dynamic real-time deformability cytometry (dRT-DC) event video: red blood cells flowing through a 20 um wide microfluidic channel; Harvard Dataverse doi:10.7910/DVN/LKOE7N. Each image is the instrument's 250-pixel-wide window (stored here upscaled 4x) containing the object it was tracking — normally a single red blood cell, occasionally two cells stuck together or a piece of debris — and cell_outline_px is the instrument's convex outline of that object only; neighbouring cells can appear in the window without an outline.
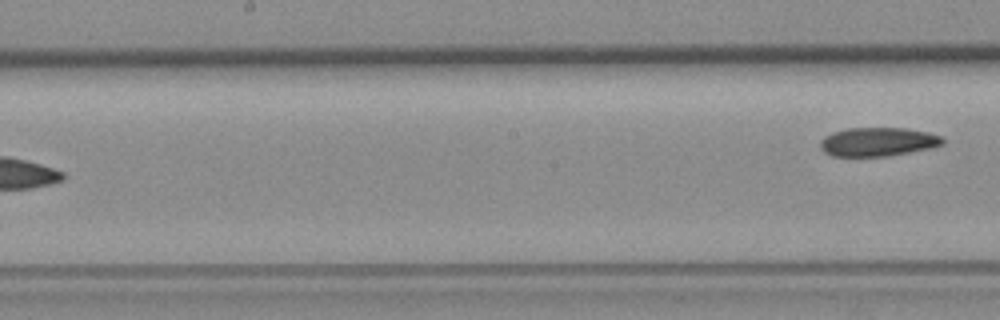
{"species": "common noctule bat (a hibernating species)", "species_latin": "Nyctalus noctula", "temperature_condition": "room temperature", "stored_images_in_passage": 9, "segment_of_instrument_passage": [2, 2], "camera_frame_rate_fps": 3000, "um_per_image_px": 0.085, "animal": {"sex": "female", "body_mass_g": 19.3, "forearm_length_mm": 54.1}, "frame": {"image": 1, "passage_image": 9, "time_ms": 2.667, "image_size_px": [1000, 320], "cell_outline_px": [[944, 144], [932, 148], [888, 156], [832, 156], [824, 152], [820, 148], [820, 140], [824, 136], [832, 132], [848, 128], [904, 128], [928, 132], [940, 136], [944, 140]], "centroid_in_image_um": [74.61, 12.06], "position_along_channel_um": 173.6, "area_um2": 20.63}}